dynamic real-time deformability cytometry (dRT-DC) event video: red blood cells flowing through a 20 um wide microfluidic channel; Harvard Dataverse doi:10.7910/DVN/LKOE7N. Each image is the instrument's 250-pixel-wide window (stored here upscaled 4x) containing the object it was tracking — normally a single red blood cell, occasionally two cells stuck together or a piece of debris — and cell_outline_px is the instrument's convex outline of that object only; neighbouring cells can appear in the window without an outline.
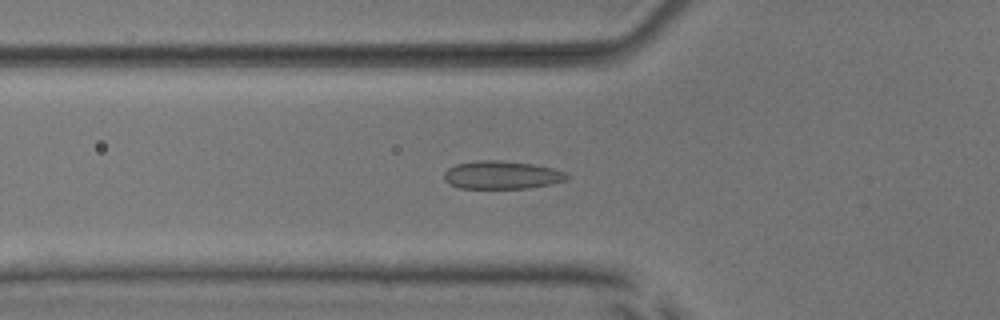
{"species": "common noctule bat (a hibernating species)", "species_latin": "Nyctalus noctula", "temperature_condition": "room temperature", "stored_images_in_passage": 36, "camera_frame_rate_fps": 3000, "um_per_image_px": 0.085, "animal": {"sex": "male", "body_mass_g": 17.9, "forearm_length_mm": 54.2}, "frame": {"image": 1, "passage_image": 2, "time_ms": 0.333, "image_size_px": [1000, 320], "cell_outline_px": [[568, 180], [552, 184], [528, 188], [460, 188], [448, 184], [444, 180], [444, 172], [448, 168], [456, 164], [476, 160], [500, 160], [532, 164], [552, 168], [564, 172], [568, 176]], "centroid_in_image_um": [42.62, 14.87], "position_along_channel_um": 83.2, "area_um2": 20.17}}
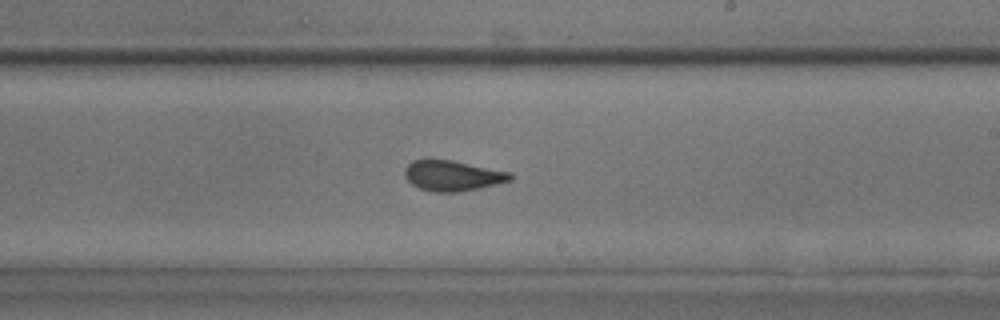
{"frame": {"image": 2, "passage_image": 15, "time_ms": 4.667, "image_size_px": [1000, 320], "cell_outline_px": [[516, 176], [512, 180], [496, 184], [456, 192], [432, 192], [420, 188], [412, 184], [404, 176], [404, 168], [412, 160], [428, 156], [452, 160], [512, 172]], "centroid_in_image_um": [38.43, 14.88], "position_along_channel_um": 250.6, "area_um2": 19.31}}
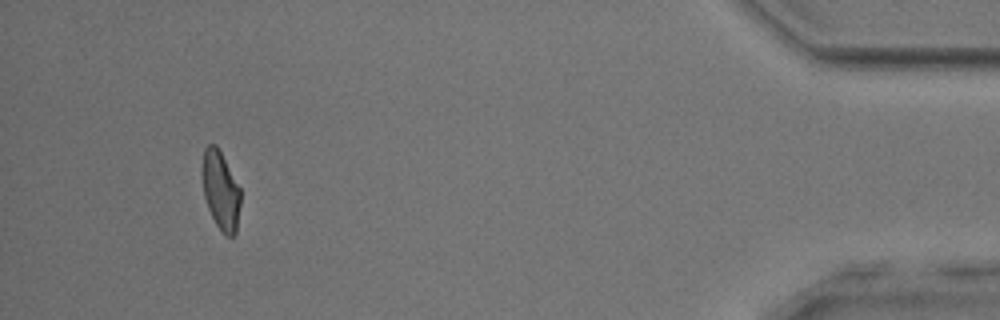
{"frame": {"image": 3, "passage_image": 33, "time_ms": 10.667, "image_size_px": [1000, 320], "cell_outline_px": [[240, 204], [236, 232], [232, 236], [228, 236], [216, 224], [208, 208], [204, 196], [200, 172], [200, 168], [204, 148], [208, 144], [216, 144], [240, 188]], "centroid_in_image_um": [18.71, 16.13], "position_along_channel_um": 416.5, "area_um2": 17.57}, "authors_computed_cell_mechanics": {"area_um2": 18.9006, "velocity_mm_per_s": 3.8717, "shape_relaxation_time_tau1_ms": 10.776, "shape_relaxation_time_tau2_ms": 1.081, "deformation_change_tau1": 0.218, "deformation_change_tau2": 0.0548}}